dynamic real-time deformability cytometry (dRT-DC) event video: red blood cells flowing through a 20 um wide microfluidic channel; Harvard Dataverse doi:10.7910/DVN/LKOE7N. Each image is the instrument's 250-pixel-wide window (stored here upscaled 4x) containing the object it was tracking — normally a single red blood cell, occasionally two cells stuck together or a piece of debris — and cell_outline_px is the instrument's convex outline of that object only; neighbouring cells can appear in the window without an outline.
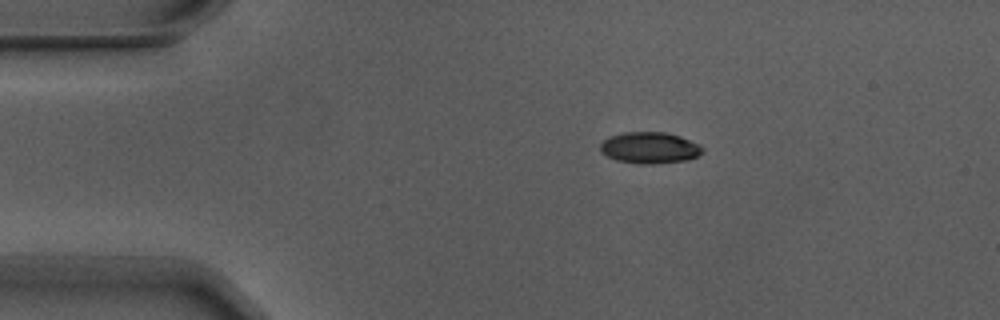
{"species": "Egyptian fruit bat (a non-hibernating species)", "species_latin": "Rousettus aegyptiacus", "temperature_condition": "warm", "stored_images_in_passage": 2, "camera_frame_rate_fps": 3000, "um_per_image_px": 0.085, "animal": {"sex": "male"}, "frame": {"image": 1, "passage_image": 1, "time_ms": 0.0, "image_size_px": [1000, 320], "cell_outline_px": [[704, 152], [700, 156], [688, 160], [652, 164], [640, 164], [616, 160], [600, 152], [600, 144], [608, 136], [624, 132], [664, 132], [680, 136], [704, 148]], "centroid_in_image_um": [55.22, 12.57], "position_along_channel_um": 29.8, "area_um2": 18.79}}